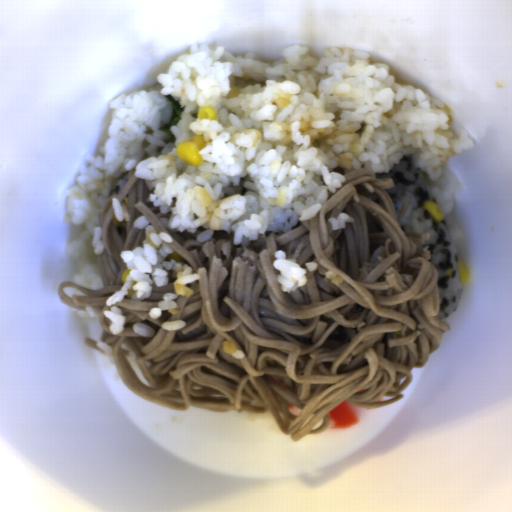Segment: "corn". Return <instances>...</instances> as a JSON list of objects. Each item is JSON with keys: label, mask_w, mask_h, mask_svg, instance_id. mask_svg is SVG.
<instances>
[{"label": "corn", "mask_w": 512, "mask_h": 512, "mask_svg": "<svg viewBox=\"0 0 512 512\" xmlns=\"http://www.w3.org/2000/svg\"><path fill=\"white\" fill-rule=\"evenodd\" d=\"M197 119L214 121L217 120V114L211 106H205L199 108Z\"/></svg>", "instance_id": "corn-3"}, {"label": "corn", "mask_w": 512, "mask_h": 512, "mask_svg": "<svg viewBox=\"0 0 512 512\" xmlns=\"http://www.w3.org/2000/svg\"><path fill=\"white\" fill-rule=\"evenodd\" d=\"M456 265L459 273L460 282L461 284L466 285L467 282L469 281L468 269L462 261H458Z\"/></svg>", "instance_id": "corn-4"}, {"label": "corn", "mask_w": 512, "mask_h": 512, "mask_svg": "<svg viewBox=\"0 0 512 512\" xmlns=\"http://www.w3.org/2000/svg\"><path fill=\"white\" fill-rule=\"evenodd\" d=\"M206 145L207 143L204 140L203 134L193 135L188 140L178 144L176 148L177 156L183 162L194 168H198L202 166V163L204 162L201 157L200 150Z\"/></svg>", "instance_id": "corn-1"}, {"label": "corn", "mask_w": 512, "mask_h": 512, "mask_svg": "<svg viewBox=\"0 0 512 512\" xmlns=\"http://www.w3.org/2000/svg\"><path fill=\"white\" fill-rule=\"evenodd\" d=\"M132 269L130 268H126L123 273H122V276H121V279L123 281V283H125L126 279H127V276L130 274Z\"/></svg>", "instance_id": "corn-6"}, {"label": "corn", "mask_w": 512, "mask_h": 512, "mask_svg": "<svg viewBox=\"0 0 512 512\" xmlns=\"http://www.w3.org/2000/svg\"><path fill=\"white\" fill-rule=\"evenodd\" d=\"M166 262L173 260L174 262H183L185 264L184 256L173 250L172 254L165 258Z\"/></svg>", "instance_id": "corn-5"}, {"label": "corn", "mask_w": 512, "mask_h": 512, "mask_svg": "<svg viewBox=\"0 0 512 512\" xmlns=\"http://www.w3.org/2000/svg\"><path fill=\"white\" fill-rule=\"evenodd\" d=\"M423 206H424V209L431 215V217L436 222H440L442 219H444L446 217L445 214L443 213L441 207L436 202L427 200L423 204Z\"/></svg>", "instance_id": "corn-2"}]
</instances>
